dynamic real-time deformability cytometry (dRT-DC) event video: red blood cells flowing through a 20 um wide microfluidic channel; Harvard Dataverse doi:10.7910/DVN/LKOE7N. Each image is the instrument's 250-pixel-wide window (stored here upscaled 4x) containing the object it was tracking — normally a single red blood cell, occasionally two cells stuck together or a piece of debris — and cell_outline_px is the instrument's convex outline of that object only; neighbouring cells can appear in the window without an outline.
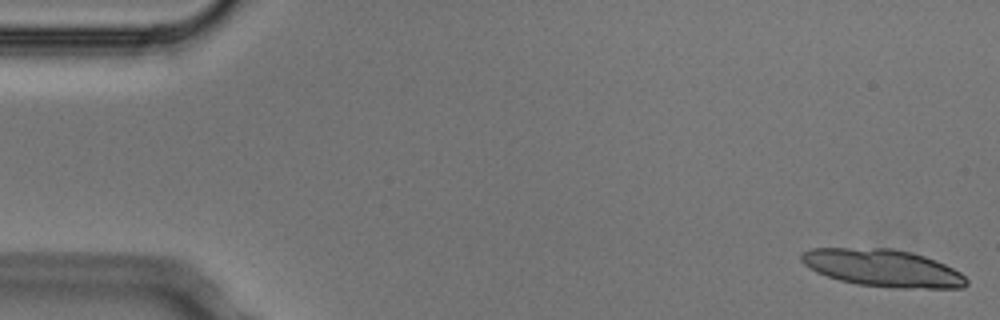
{"species": "Egyptian fruit bat (a non-hibernating species)", "species_latin": "Rousettus aegyptiacus", "temperature_condition": "cold", "stored_images_in_passage": 4, "camera_frame_rate_fps": 3000, "um_per_image_px": 0.085, "animal": {"sex": "male"}, "frame": {"image": 1, "passage_image": 1, "time_ms": 0.0, "image_size_px": [1000, 320], "cell_outline_px": [[968, 284], [964, 288], [896, 288], [856, 284], [840, 280], [816, 272], [804, 264], [800, 260], [800, 252], [812, 248], [892, 248], [912, 252], [936, 260], [960, 272], [968, 280]], "centroid_in_image_um": [75.03, 22.78], "position_along_channel_um": 10.0, "area_um2": 36.07}}